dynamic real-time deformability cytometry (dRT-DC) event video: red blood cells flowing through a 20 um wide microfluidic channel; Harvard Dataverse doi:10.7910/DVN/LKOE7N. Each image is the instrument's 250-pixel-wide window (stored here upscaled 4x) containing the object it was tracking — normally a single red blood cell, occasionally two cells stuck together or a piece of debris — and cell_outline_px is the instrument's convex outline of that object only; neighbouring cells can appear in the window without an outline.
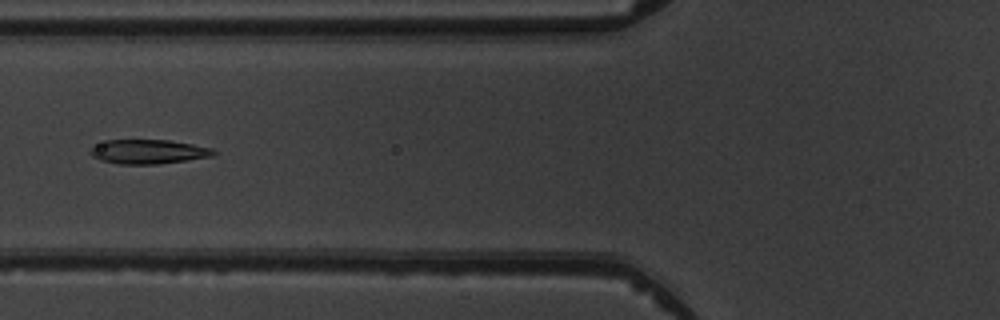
{"species": "common noctule bat (a hibernating species)", "species_latin": "Nyctalus noctula", "temperature_condition": "warm", "stored_images_in_passage": 7, "camera_frame_rate_fps": 3000, "um_per_image_px": 0.085, "animal": {"sex": "male", "body_mass_g": 19.5, "forearm_length_mm": 54.6}, "frame": {"image": 1, "passage_image": 5, "time_ms": 5.667, "image_size_px": [1000, 320], "cell_outline_px": [[216, 152], [212, 156], [188, 160], [160, 164], [120, 164], [100, 160], [92, 156], [88, 152], [88, 148], [108, 140], [168, 140], [192, 144], [212, 148]], "centroid_in_image_um": [12.58, 12.9], "position_along_channel_um": 113.2, "area_um2": 17.46}}
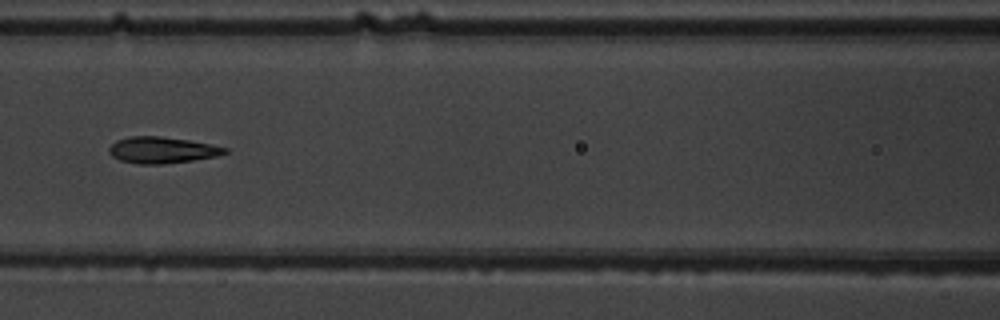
{"frame": {"image": 2, "passage_image": 6, "time_ms": 6.667, "image_size_px": [1000, 320], "cell_outline_px": [[228, 152], [216, 156], [192, 160], [164, 164], [140, 164], [120, 160], [112, 156], [108, 152], [108, 148], [116, 140], [128, 136], [160, 136], [188, 140], [212, 144], [228, 148]], "centroid_in_image_um": [13.75, 12.75], "position_along_channel_um": 152.8, "area_um2": 17.8}}
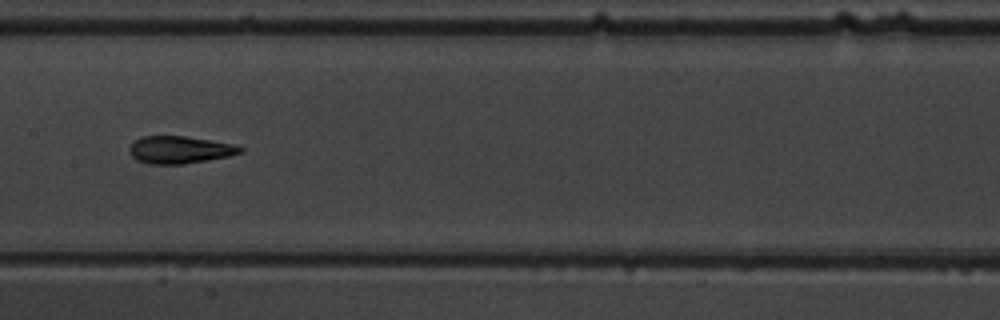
{"frame": {"image": 3, "passage_image": 7, "time_ms": 7.667, "image_size_px": [1000, 320], "cell_outline_px": [[244, 152], [228, 156], [184, 164], [148, 164], [136, 160], [132, 156], [128, 148], [140, 136], [184, 136], [232, 144], [244, 148]], "centroid_in_image_um": [15.25, 12.74], "position_along_channel_um": 192.1, "area_um2": 17.57}}